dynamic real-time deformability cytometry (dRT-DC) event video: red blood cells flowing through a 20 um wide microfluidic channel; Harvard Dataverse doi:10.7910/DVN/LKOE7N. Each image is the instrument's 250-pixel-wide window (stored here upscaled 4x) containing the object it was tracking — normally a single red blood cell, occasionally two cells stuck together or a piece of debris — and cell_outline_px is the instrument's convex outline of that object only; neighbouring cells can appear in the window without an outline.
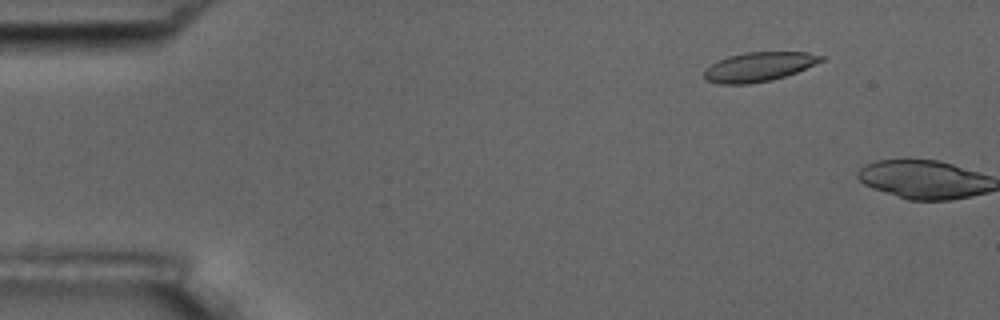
{"species": "common noctule bat (a hibernating species)", "species_latin": "Nyctalus noctula", "temperature_condition": "room temperature", "stored_images_in_passage": 3, "camera_frame_rate_fps": 3000, "um_per_image_px": 0.085, "animal": {"sex": "male", "body_mass_g": 17.5, "forearm_length_mm": 52.3}, "frame": {"image": 1, "passage_image": 2, "time_ms": 1.0, "image_size_px": [1000, 320], "cell_outline_px": [[824, 60], [796, 72], [772, 80], [748, 84], [716, 84], [708, 80], [704, 76], [704, 68], [728, 56], [744, 52], [808, 52], [824, 56]], "centroid_in_image_um": [64.49, 5.67], "position_along_channel_um": 20.5, "area_um2": 19.88}}